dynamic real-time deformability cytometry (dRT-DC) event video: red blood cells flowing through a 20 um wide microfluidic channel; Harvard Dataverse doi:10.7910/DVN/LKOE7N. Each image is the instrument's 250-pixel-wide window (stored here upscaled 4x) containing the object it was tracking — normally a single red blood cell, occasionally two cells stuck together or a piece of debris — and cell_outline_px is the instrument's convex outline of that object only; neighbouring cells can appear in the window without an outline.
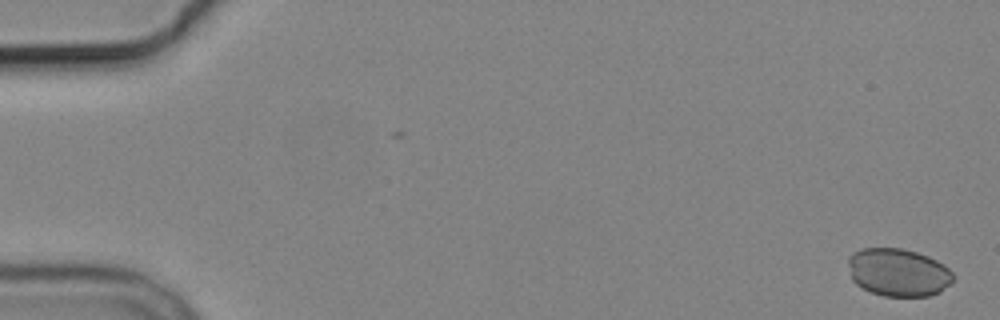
{"species": "common noctule bat (a hibernating species)", "species_latin": "Nyctalus noctula", "temperature_condition": "cold", "stored_images_in_passage": 6, "camera_frame_rate_fps": 3000, "um_per_image_px": 0.085, "animal": {"sex": "male", "body_mass_g": 19.2, "forearm_length_mm": 51.8}, "frame": {"image": 1, "passage_image": 1, "time_ms": 0.0, "image_size_px": [1000, 320], "cell_outline_px": [[952, 280], [940, 292], [928, 296], [884, 296], [872, 292], [856, 284], [852, 280], [848, 264], [848, 256], [852, 252], [864, 248], [900, 248], [916, 252], [928, 256], [944, 264], [952, 272]], "centroid_in_image_um": [76.33, 23.14], "position_along_channel_um": 8.7, "area_um2": 29.19}}